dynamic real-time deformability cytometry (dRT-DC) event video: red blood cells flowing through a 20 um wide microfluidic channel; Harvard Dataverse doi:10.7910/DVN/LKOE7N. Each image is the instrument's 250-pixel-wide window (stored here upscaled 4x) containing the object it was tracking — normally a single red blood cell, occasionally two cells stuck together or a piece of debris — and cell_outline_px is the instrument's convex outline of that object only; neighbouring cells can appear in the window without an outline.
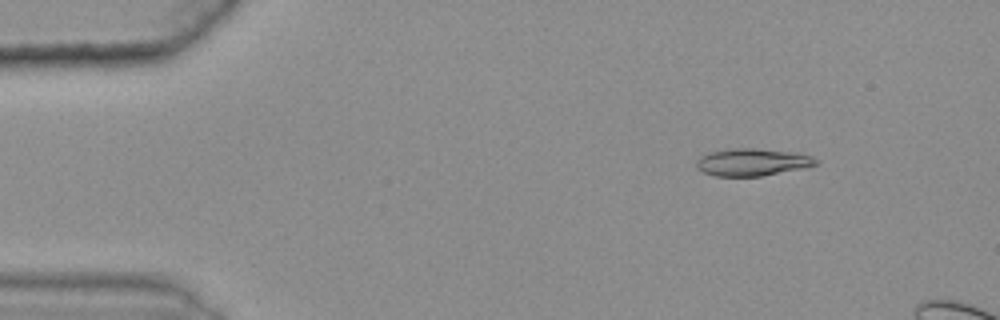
{"species": "common noctule bat (a hibernating species)", "species_latin": "Nyctalus noctula", "temperature_condition": "warm", "stored_images_in_passage": 14, "camera_frame_rate_fps": 3000, "um_per_image_px": 0.085, "animal": {"sex": "female", "body_mass_g": 25.1}, "frame": {"image": 1, "passage_image": 7, "time_ms": 2.0, "image_size_px": [1000, 320], "cell_outline_px": [[820, 164], [760, 176], [716, 176], [704, 172], [696, 168], [696, 164], [700, 156], [712, 152], [728, 148], [756, 148], [800, 152], [812, 156], [820, 160]], "centroid_in_image_um": [63.99, 13.76], "position_along_channel_um": 21.0, "area_um2": 19.13}}